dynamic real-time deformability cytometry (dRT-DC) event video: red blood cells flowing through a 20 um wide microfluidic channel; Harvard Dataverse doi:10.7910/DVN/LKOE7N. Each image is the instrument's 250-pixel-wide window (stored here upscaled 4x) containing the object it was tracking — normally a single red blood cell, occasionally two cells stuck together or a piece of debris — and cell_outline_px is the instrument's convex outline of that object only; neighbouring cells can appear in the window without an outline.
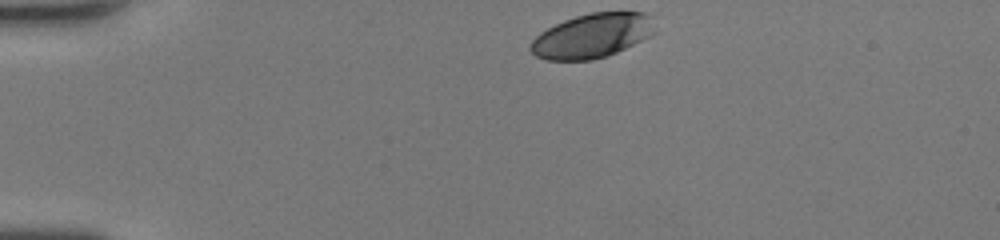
{"species": "human", "species_latin": "Homo sapiens", "temperature_condition": "room temperature", "stored_images_in_passage": 32, "camera_frame_rate_fps": 3000, "um_per_image_px": 0.085, "donor": {"sex": "female"}, "frame": {"image": 1, "passage_image": 1, "time_ms": 0.0, "image_size_px": [1000, 240], "cell_outline_px": [[656, 32], [608, 56], [592, 60], [548, 60], [536, 56], [528, 48], [532, 40], [540, 32], [564, 20], [576, 16], [592, 12], [644, 12], [648, 16]], "centroid_in_image_um": [50.28, 3.05], "position_along_channel_um": 34.7, "area_um2": 31.73}}
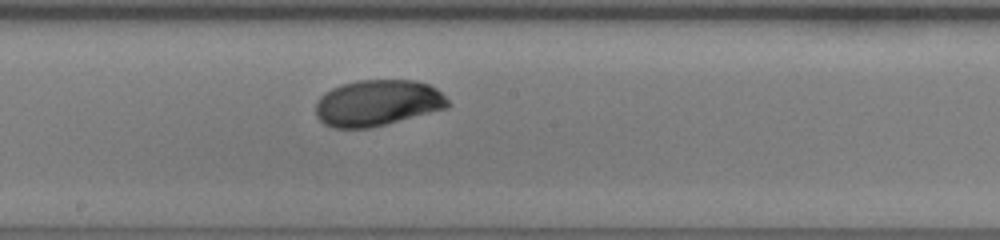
{"frame": {"image": 2, "passage_image": 18, "time_ms": 5.667, "image_size_px": [1000, 240], "cell_outline_px": [[452, 104], [448, 108], [368, 128], [332, 128], [324, 124], [316, 116], [316, 100], [324, 92], [340, 84], [356, 80], [416, 80], [428, 84], [436, 88]], "centroid_in_image_um": [32.07, 8.74], "position_along_channel_um": 216.1, "area_um2": 35.72}}
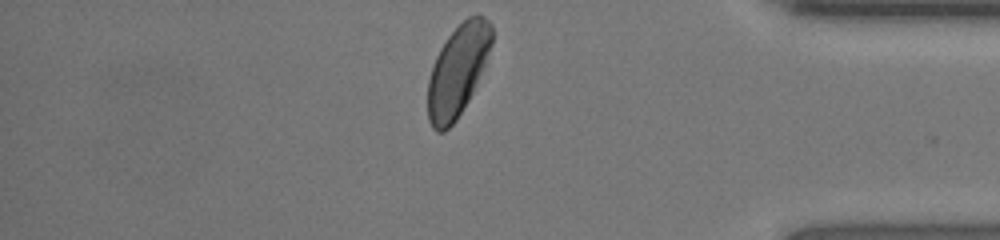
{"frame": {"image": 3, "passage_image": 32, "time_ms": 10.333, "image_size_px": [1000, 240], "cell_outline_px": [[492, 44], [484, 64], [472, 92], [468, 100], [456, 120], [444, 132], [436, 132], [432, 128], [428, 120], [428, 80], [436, 56], [440, 48], [448, 36], [468, 16], [484, 16], [492, 24]], "centroid_in_image_um": [38.89, 6.01], "position_along_channel_um": 396.3, "area_um2": 33.47}, "authors_computed_cell_mechanics": {"area_um2": 35.1424, "velocity_mm_per_s": 4.3539, "shape_relaxation_time_tau1_ms": 2.0582, "shape_relaxation_time_tau2_ms": 1.0992, "deformation_change_tau1": 0.1191, "deformation_change_tau2": 0.0312}}